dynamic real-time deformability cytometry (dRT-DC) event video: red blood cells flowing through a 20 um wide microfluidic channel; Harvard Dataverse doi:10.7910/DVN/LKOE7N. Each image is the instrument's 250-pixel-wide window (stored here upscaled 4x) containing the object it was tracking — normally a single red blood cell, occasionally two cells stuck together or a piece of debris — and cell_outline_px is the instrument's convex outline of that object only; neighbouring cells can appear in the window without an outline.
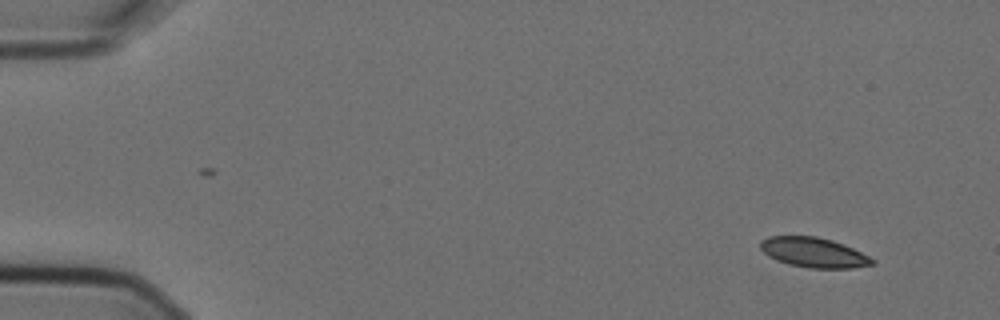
{"species": "Egyptian fruit bat (a non-hibernating species)", "species_latin": "Rousettus aegyptiacus", "temperature_condition": "cold", "stored_images_in_passage": 8, "camera_frame_rate_fps": 3000, "um_per_image_px": 0.085, "animal": {"sex": "female"}, "frame": {"image": 1, "passage_image": 1, "time_ms": 0.0, "image_size_px": [1000, 320], "cell_outline_px": [[876, 264], [852, 268], [808, 268], [788, 264], [776, 260], [768, 256], [760, 248], [760, 240], [768, 236], [816, 236], [832, 240], [844, 244], [876, 260]], "centroid_in_image_um": [69.16, 21.46], "position_along_channel_um": 15.8, "area_um2": 19.59}}
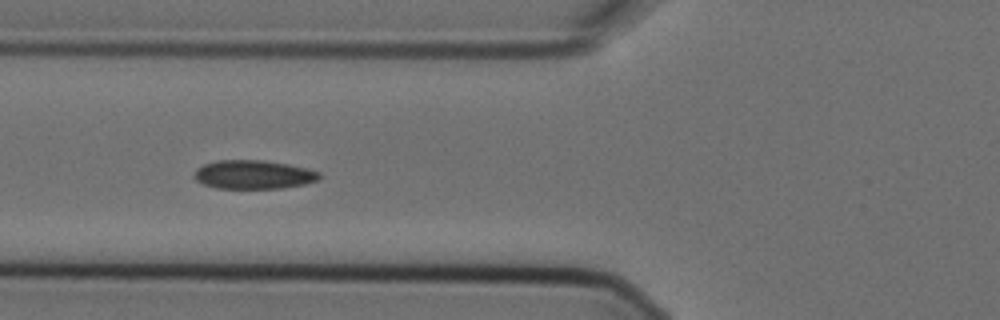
{"frame": {"image": 2, "passage_image": 5, "time_ms": 1.333, "image_size_px": [1000, 320], "cell_outline_px": [[320, 176], [316, 180], [304, 184], [280, 188], [216, 188], [204, 184], [196, 180], [192, 176], [196, 168], [204, 164], [216, 160], [264, 160], [288, 164], [308, 168], [320, 172]], "centroid_in_image_um": [21.51, 14.83], "position_along_channel_um": 104.3, "area_um2": 20.98}}
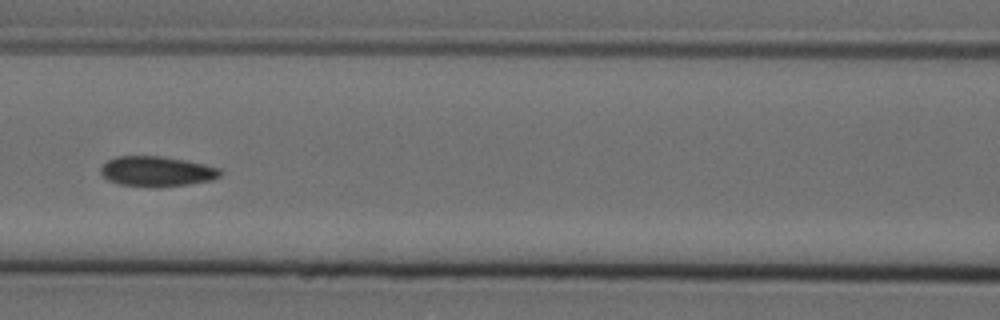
{"frame": {"image": 3, "passage_image": 6, "time_ms": 1.667, "image_size_px": [1000, 320], "cell_outline_px": [[224, 172], [220, 176], [212, 180], [188, 184], [156, 188], [120, 184], [108, 180], [100, 172], [100, 168], [108, 160], [116, 156], [160, 156], [184, 160], [204, 164], [220, 168]], "centroid_in_image_um": [13.35, 14.57], "position_along_channel_um": 153.3, "area_um2": 21.1}}